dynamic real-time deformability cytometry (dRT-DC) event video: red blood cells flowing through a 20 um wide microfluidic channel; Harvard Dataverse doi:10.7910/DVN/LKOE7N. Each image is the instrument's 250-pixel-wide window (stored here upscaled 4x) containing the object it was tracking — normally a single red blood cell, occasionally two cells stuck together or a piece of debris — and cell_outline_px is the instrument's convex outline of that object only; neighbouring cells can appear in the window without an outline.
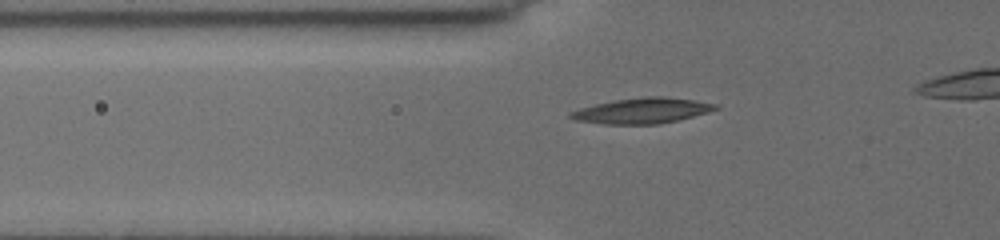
{"species": "common noctule bat (a hibernating species)", "species_latin": "Nyctalus noctula", "temperature_condition": "cold", "stored_images_in_passage": 24, "camera_frame_rate_fps": 3000, "um_per_image_px": 0.085, "animal": {"sex": "female", "body_mass_g": 19.5, "forearm_length_mm": 54.1}, "frame": {"image": 1, "passage_image": 2, "time_ms": 0.333, "image_size_px": [1000, 240], "cell_outline_px": [[720, 108], [708, 112], [660, 124], [604, 124], [576, 120], [568, 116], [568, 112], [580, 108], [596, 104], [616, 100], [644, 96], [664, 96], [692, 100], [716, 104]], "centroid_in_image_um": [54.56, 9.41], "position_along_channel_um": 71.2, "area_um2": 21.33}}
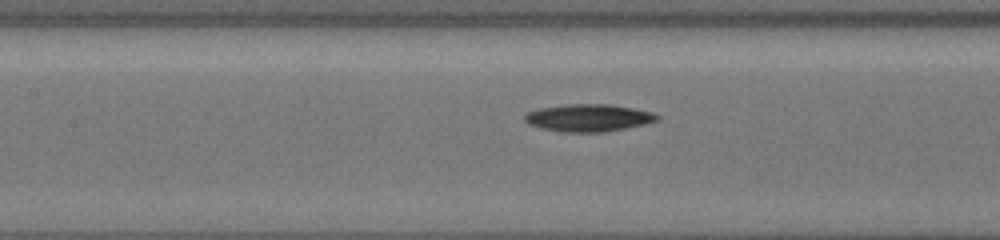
{"frame": {"image": 2, "passage_image": 8, "time_ms": 2.333, "image_size_px": [1000, 240], "cell_outline_px": [[660, 116], [656, 120], [624, 128], [604, 132], [564, 132], [544, 128], [528, 124], [524, 120], [524, 116], [528, 112], [540, 108], [564, 104], [612, 104], [652, 112]], "centroid_in_image_um": [49.98, 10.0], "position_along_channel_um": 157.4, "area_um2": 20.81}}
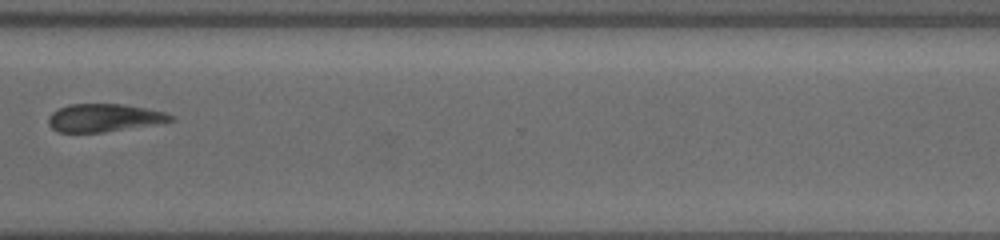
{"frame": {"image": 3, "passage_image": 19, "time_ms": 6.0, "image_size_px": [1000, 240], "cell_outline_px": [[176, 120], [156, 124], [104, 132], [56, 132], [48, 124], [48, 116], [52, 112], [68, 104], [124, 104], [148, 108], [164, 112], [176, 116]], "centroid_in_image_um": [8.87, 10.01], "position_along_channel_um": 361.7, "area_um2": 20.06}}